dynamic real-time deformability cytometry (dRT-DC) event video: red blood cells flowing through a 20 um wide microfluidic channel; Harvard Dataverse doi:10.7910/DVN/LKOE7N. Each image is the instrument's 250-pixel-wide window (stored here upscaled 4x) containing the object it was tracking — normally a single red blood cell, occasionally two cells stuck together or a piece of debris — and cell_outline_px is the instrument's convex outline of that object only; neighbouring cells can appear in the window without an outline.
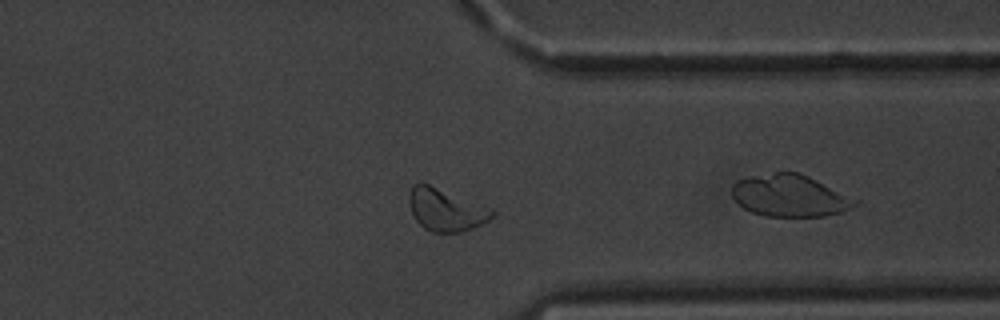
{"species": "common noctule bat (a hibernating species)", "species_latin": "Nyctalus noctula", "temperature_condition": "warm", "stored_images_in_passage": 42, "camera_frame_rate_fps": 3000, "um_per_image_px": 0.085, "animal": {"sex": "male", "body_mass_g": 20.1, "forearm_length_mm": 53.5}, "frame": {"image": 1, "passage_image": 28, "time_ms": 9.0, "image_size_px": [1000, 320], "cell_outline_px": [[496, 216], [472, 228], [460, 232], [432, 232], [424, 228], [416, 220], [412, 212], [408, 200], [408, 196], [412, 184], [428, 184], [492, 208], [496, 212]], "centroid_in_image_um": [37.91, 17.84], "position_along_channel_um": 373.5, "area_um2": 20.35}}
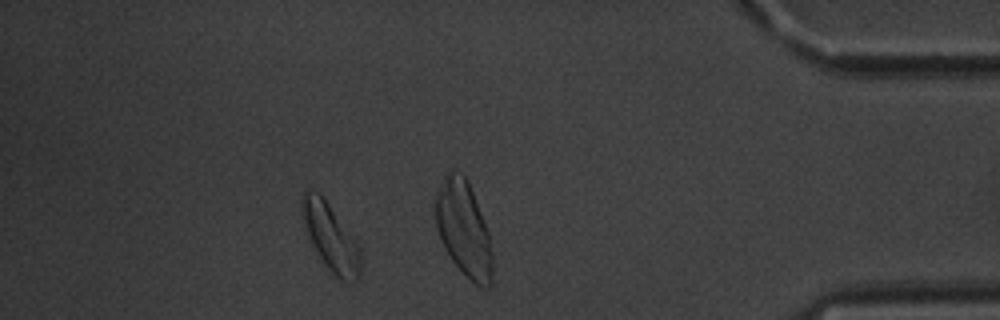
{"frame": {"image": 2, "passage_image": 35, "time_ms": 11.333, "image_size_px": [1000, 320], "cell_outline_px": [[360, 276], [352, 284], [348, 284], [340, 280], [328, 268], [312, 244], [300, 208], [300, 204], [304, 192], [316, 192], [328, 204], [360, 248]], "centroid_in_image_um": [28.13, 20.26], "position_along_channel_um": 407.1, "area_um2": 21.85}, "authors_computed_cell_mechanics": {"area_um2": 19.941, "velocity_mm_per_s": 3.4139, "shape_relaxation_time_tau1_ms": 3.9026, "shape_relaxation_time_tau2_ms": 2.9986, "deformation_change_tau1": 0.1124, "deformation_change_tau2": 0.0963}}